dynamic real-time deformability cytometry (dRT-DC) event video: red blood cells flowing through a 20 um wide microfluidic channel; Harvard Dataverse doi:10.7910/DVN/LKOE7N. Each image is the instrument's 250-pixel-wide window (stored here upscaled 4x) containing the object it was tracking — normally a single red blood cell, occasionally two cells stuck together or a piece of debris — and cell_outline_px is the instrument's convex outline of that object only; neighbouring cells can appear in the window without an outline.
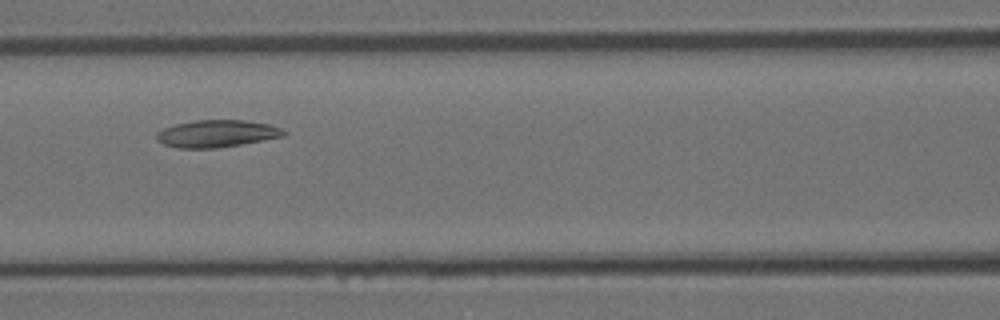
{"species": "Egyptian fruit bat (a non-hibernating species)", "species_latin": "Rousettus aegyptiacus", "temperature_condition": "room temperature", "stored_images_in_passage": 37, "camera_frame_rate_fps": 3000, "um_per_image_px": 0.085, "animal": {"sex": "female"}, "frame": {"image": 1, "passage_image": 8, "time_ms": 2.333, "image_size_px": [1000, 320], "cell_outline_px": [[288, 132], [284, 136], [240, 144], [216, 148], [176, 148], [164, 144], [156, 140], [156, 132], [164, 128], [176, 124], [196, 120], [244, 120], [268, 124], [280, 128]], "centroid_in_image_um": [18.4, 11.36], "position_along_channel_um": 148.2, "area_um2": 20.06}}
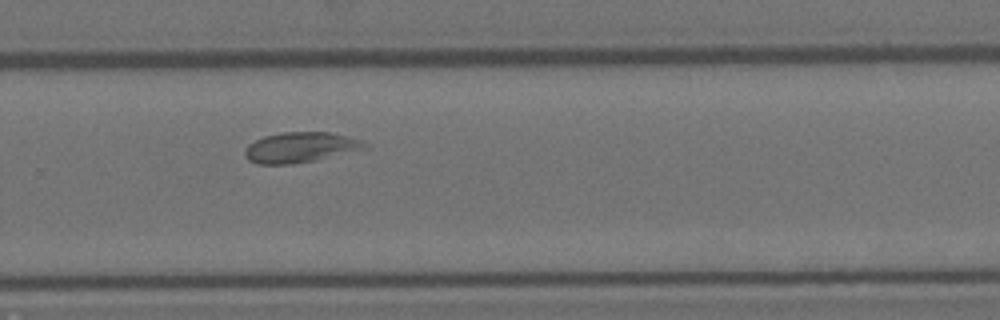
{"frame": {"image": 2, "passage_image": 20, "time_ms": 6.333, "image_size_px": [1000, 320], "cell_outline_px": [[368, 148], [312, 160], [292, 164], [256, 164], [248, 160], [244, 156], [244, 148], [248, 144], [264, 136], [280, 132], [328, 132], [348, 136], [364, 140], [368, 144]], "centroid_in_image_um": [25.51, 12.52], "position_along_channel_um": 304.3, "area_um2": 21.21}}
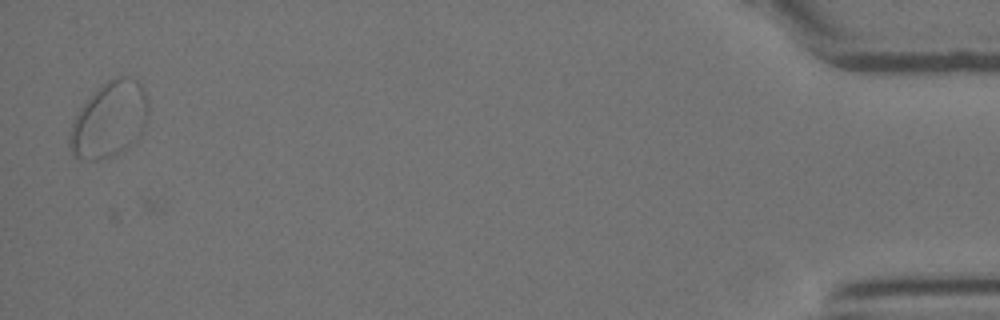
{"frame": {"image": 3, "passage_image": 36, "time_ms": 11.667, "image_size_px": [1000, 320], "cell_outline_px": [[148, 104], [144, 128], [136, 140], [112, 156], [96, 160], [80, 160], [72, 152], [68, 144], [68, 136], [72, 120], [80, 108], [92, 92], [100, 84], [116, 76], [132, 76], [144, 88], [148, 100]], "centroid_in_image_um": [9.26, 10.14], "position_along_channel_um": 425.9, "area_um2": 34.91}, "authors_computed_cell_mechanics": {"area_um2": 20.7502, "velocity_mm_per_s": 3.9212, "shape_relaxation_time_tau1_ms": null, "shape_relaxation_time_tau2_ms": 2.2481, "deformation_change_tau1": null, "deformation_change_tau2": 0.055}}